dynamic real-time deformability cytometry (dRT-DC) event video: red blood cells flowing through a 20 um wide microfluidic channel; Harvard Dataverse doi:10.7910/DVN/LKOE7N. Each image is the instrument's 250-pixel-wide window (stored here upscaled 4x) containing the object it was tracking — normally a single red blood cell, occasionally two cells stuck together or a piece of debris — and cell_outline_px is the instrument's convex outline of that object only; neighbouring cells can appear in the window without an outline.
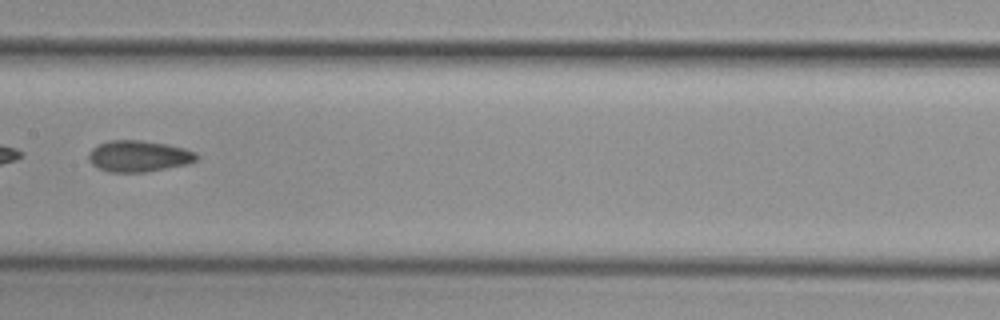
{"species": "common noctule bat (a hibernating species)", "species_latin": "Nyctalus noctula", "temperature_condition": "cold", "stored_images_in_passage": 9, "segment_of_instrument_passage": [2, 2], "camera_frame_rate_fps": 3000, "um_per_image_px": 0.085, "animal": {"sex": "female", "body_mass_g": 29.2, "forearm_length_mm": 56.3}, "frame": {"image": 1, "passage_image": 7, "time_ms": 8.0, "image_size_px": [1000, 320], "cell_outline_px": [[200, 156], [196, 160], [188, 164], [144, 172], [108, 172], [96, 168], [88, 160], [88, 152], [92, 148], [108, 140], [140, 140], [168, 144], [184, 148], [196, 152]], "centroid_in_image_um": [11.78, 13.27], "position_along_channel_um": 195.6, "area_um2": 19.88}}
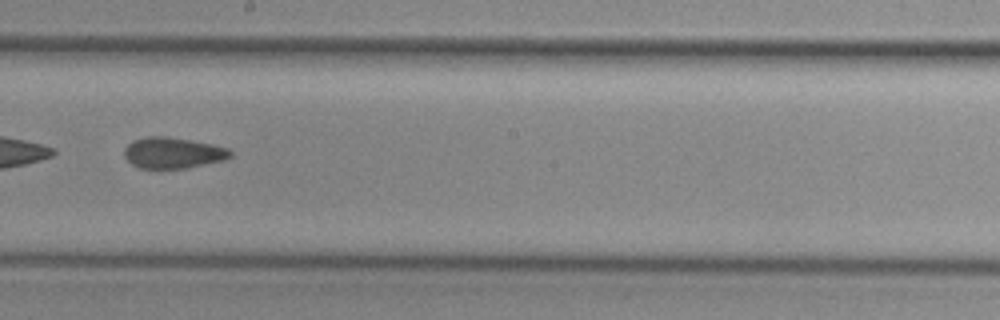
{"frame": {"image": 2, "passage_image": 8, "time_ms": 9.0, "image_size_px": [1000, 320], "cell_outline_px": [[232, 156], [224, 160], [188, 168], [140, 168], [132, 164], [124, 156], [124, 148], [132, 140], [148, 136], [168, 136], [212, 144], [228, 148], [232, 152]], "centroid_in_image_um": [14.7, 12.99], "position_along_channel_um": 233.5, "area_um2": 19.25}}
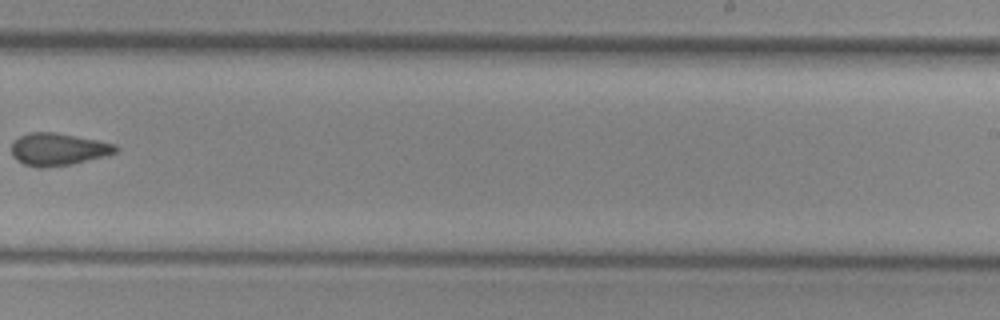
{"frame": {"image": 3, "passage_image": 9, "time_ms": 10.333, "image_size_px": [1000, 320], "cell_outline_px": [[120, 148], [116, 152], [68, 164], [44, 168], [40, 168], [24, 164], [16, 160], [12, 156], [12, 144], [20, 136], [32, 132], [56, 132], [100, 140], [116, 144]], "centroid_in_image_um": [4.93, 12.67], "position_along_channel_um": 284.1, "area_um2": 19.42}}